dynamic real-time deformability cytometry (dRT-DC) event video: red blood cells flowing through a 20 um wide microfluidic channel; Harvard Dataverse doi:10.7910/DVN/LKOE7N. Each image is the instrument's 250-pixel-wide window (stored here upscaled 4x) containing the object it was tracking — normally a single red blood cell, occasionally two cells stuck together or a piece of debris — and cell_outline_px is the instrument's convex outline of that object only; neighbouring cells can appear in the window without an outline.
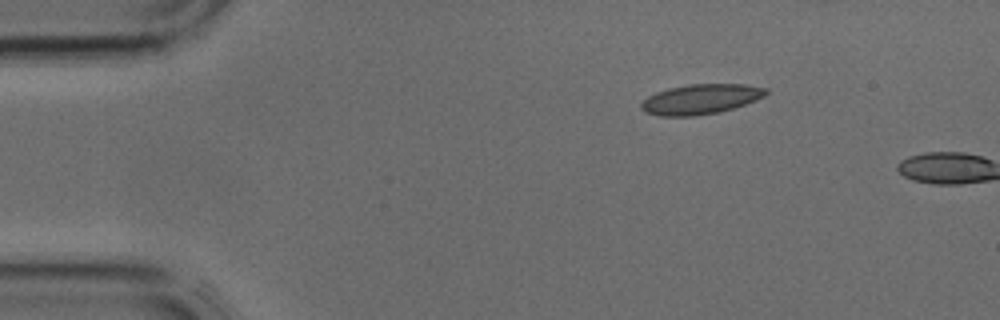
{"species": "common noctule bat (a hibernating species)", "species_latin": "Nyctalus noctula", "temperature_condition": "cold", "stored_images_in_passage": 2, "camera_frame_rate_fps": 3000, "um_per_image_px": 0.085, "animal": {"sex": "male", "body_mass_g": 17.9, "forearm_length_mm": 54.2}, "frame": {"image": 1, "passage_image": 1, "time_ms": 0.0, "image_size_px": [1000, 320], "cell_outline_px": [[768, 92], [764, 96], [756, 100], [720, 112], [692, 116], [660, 116], [644, 112], [640, 108], [640, 104], [648, 96], [656, 92], [668, 88], [688, 84], [744, 84], [768, 88]], "centroid_in_image_um": [59.54, 8.42], "position_along_channel_um": 25.5, "area_um2": 21.85}}